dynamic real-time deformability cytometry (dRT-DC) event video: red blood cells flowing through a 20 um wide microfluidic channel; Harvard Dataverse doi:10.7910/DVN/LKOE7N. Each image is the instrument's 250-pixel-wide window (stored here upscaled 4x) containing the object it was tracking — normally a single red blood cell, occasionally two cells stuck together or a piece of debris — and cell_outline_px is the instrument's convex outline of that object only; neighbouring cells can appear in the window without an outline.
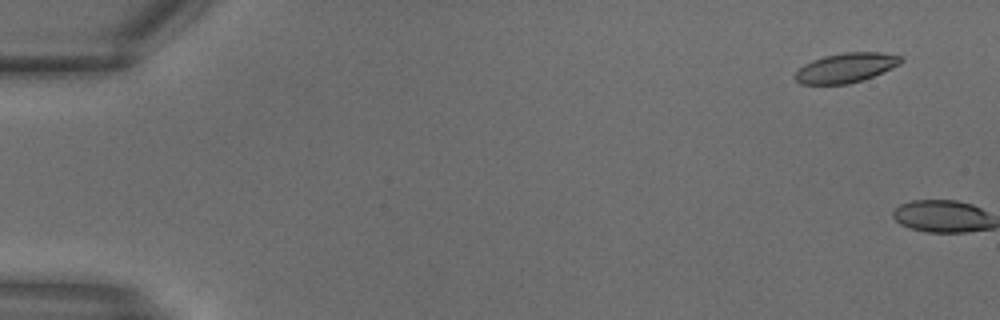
{"species": "common noctule bat (a hibernating species)", "species_latin": "Nyctalus noctula", "temperature_condition": "warm", "stored_images_in_passage": 2, "camera_frame_rate_fps": 3000, "um_per_image_px": 0.085, "animal": {"sex": "male", "body_mass_g": 18.8}, "frame": {"image": 1, "passage_image": 1, "time_ms": 0.0, "image_size_px": [1000, 320], "cell_outline_px": [[904, 60], [900, 64], [892, 68], [864, 80], [848, 84], [800, 84], [792, 76], [804, 64], [812, 60], [824, 56], [844, 52], [880, 52], [900, 56]], "centroid_in_image_um": [71.89, 5.76], "position_along_channel_um": 13.1, "area_um2": 18.32}}